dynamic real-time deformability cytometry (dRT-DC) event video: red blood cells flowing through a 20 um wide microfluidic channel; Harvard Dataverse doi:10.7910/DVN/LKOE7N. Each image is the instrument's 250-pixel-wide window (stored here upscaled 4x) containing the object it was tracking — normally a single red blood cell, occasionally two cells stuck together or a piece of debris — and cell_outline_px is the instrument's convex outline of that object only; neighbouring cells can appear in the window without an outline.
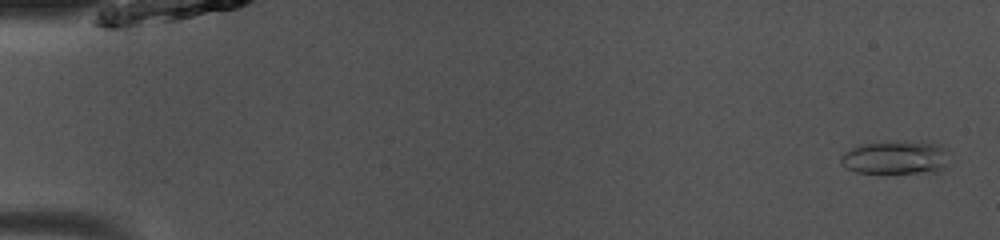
{"species": "common noctule bat (a hibernating species)", "species_latin": "Nyctalus noctula", "temperature_condition": "room temperature", "stored_images_in_passage": 49, "camera_frame_rate_fps": 3000, "um_per_image_px": 0.085, "animal": {"sex": "male", "body_mass_g": 13.0, "forearm_length_mm": 53.1}, "frame": {"image": 1, "passage_image": 2, "time_ms": 0.333, "image_size_px": [1000, 240], "cell_outline_px": [[944, 168], [936, 172], [856, 172], [840, 164], [840, 156], [844, 152], [852, 148], [864, 144], [896, 140], [904, 140], [936, 144], [944, 148]], "centroid_in_image_um": [76.05, 13.37], "position_along_channel_um": 9.0, "area_um2": 20.69}}
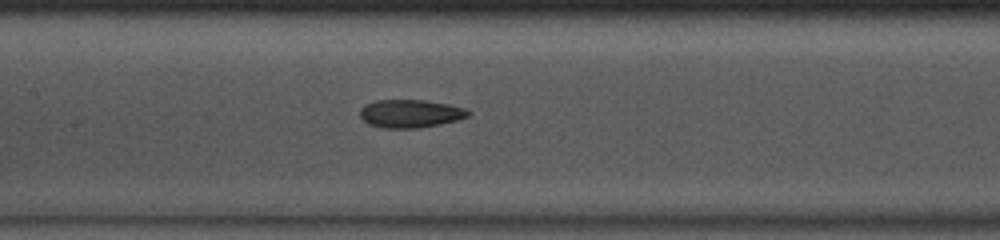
{"frame": {"image": 2, "passage_image": 24, "time_ms": 7.667, "image_size_px": [1000, 240], "cell_outline_px": [[472, 112], [468, 116], [456, 120], [440, 124], [420, 128], [380, 128], [368, 124], [360, 116], [360, 108], [364, 104], [376, 100], [424, 100], [448, 104], [464, 108]], "centroid_in_image_um": [34.85, 9.66], "position_along_channel_um": 172.6, "area_um2": 17.8}}
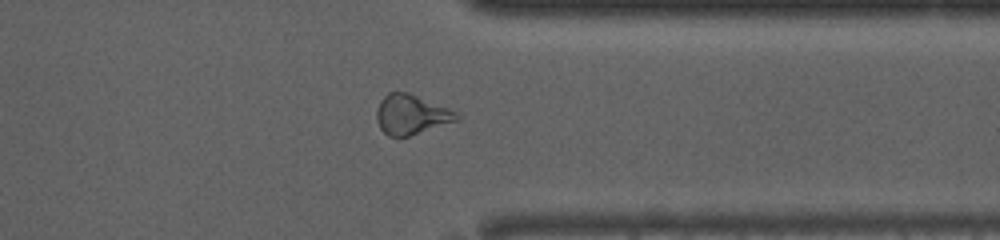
{"frame": {"image": 3, "passage_image": 39, "time_ms": 12.667, "image_size_px": [1000, 240], "cell_outline_px": [[460, 116], [456, 120], [408, 136], [388, 136], [380, 128], [376, 120], [376, 108], [380, 100], [388, 92], [408, 92], [448, 108], [456, 112]], "centroid_in_image_um": [34.89, 9.72], "position_along_channel_um": 376.5, "area_um2": 18.26}, "authors_computed_cell_mechanics": {"area_um2": 18.7272, "velocity_mm_per_s": 4.1131, "shape_relaxation_time_tau1_ms": null, "shape_relaxation_time_tau2_ms": 2.002, "deformation_change_tau1": null, "deformation_change_tau2": 0.1015}}